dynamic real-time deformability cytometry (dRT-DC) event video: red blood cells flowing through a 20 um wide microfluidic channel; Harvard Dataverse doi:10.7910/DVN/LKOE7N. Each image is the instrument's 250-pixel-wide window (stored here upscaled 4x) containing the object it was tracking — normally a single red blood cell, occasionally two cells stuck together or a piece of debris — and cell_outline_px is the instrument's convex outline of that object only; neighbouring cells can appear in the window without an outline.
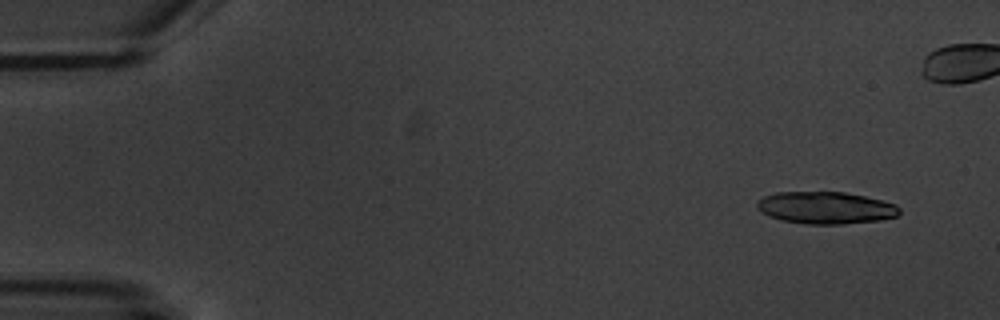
{"species": "common noctule bat (a hibernating species)", "species_latin": "Nyctalus noctula", "temperature_condition": "warm", "stored_images_in_passage": 15, "segment_of_instrument_passage": [1, 2], "camera_frame_rate_fps": 3000, "um_per_image_px": 0.085, "animal": {"sex": "male", "body_mass_g": 20.1, "forearm_length_mm": 53.5}, "frame": {"image": 1, "passage_image": 1, "time_ms": 0.0, "image_size_px": [1000, 320], "cell_outline_px": [[900, 212], [896, 216], [880, 220], [844, 224], [804, 224], [780, 220], [768, 216], [756, 208], [756, 204], [764, 196], [776, 192], [844, 192], [864, 196], [896, 204], [900, 208]], "centroid_in_image_um": [70.17, 17.67], "position_along_channel_um": 14.8, "area_um2": 26.7}}
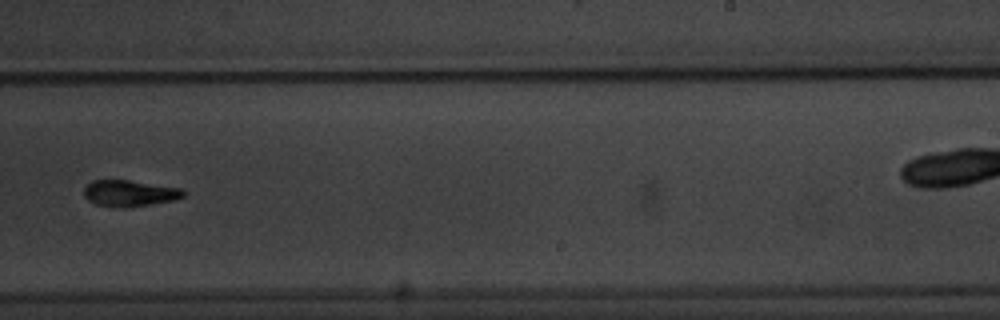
{"frame": {"image": 2, "passage_image": 9, "time_ms": 11.0, "image_size_px": [1000, 320], "cell_outline_px": [[188, 192], [184, 196], [172, 200], [152, 204], [124, 208], [116, 208], [96, 204], [88, 200], [84, 196], [84, 188], [92, 180], [128, 180], [184, 188]], "centroid_in_image_um": [11.04, 16.43], "position_along_channel_um": 278.0, "area_um2": 15.43}}
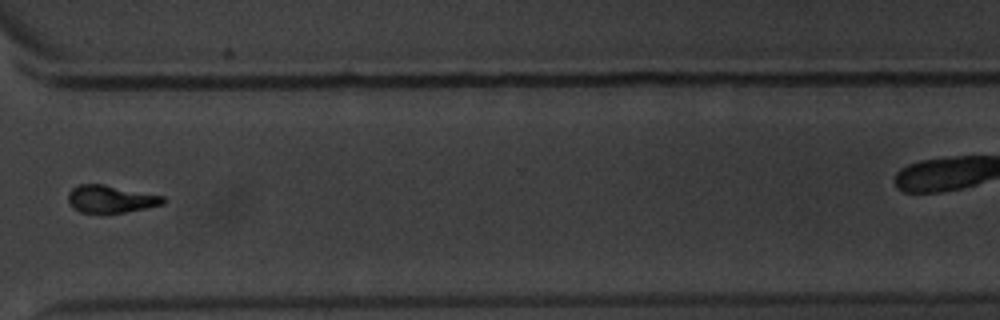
{"frame": {"image": 3, "passage_image": 11, "time_ms": 13.333, "image_size_px": [1000, 320], "cell_outline_px": [[168, 200], [164, 204], [124, 212], [80, 212], [72, 208], [68, 200], [68, 192], [72, 188], [80, 184], [104, 184], [164, 196]], "centroid_in_image_um": [9.42, 16.9], "position_along_channel_um": 361.2, "area_um2": 15.14}}